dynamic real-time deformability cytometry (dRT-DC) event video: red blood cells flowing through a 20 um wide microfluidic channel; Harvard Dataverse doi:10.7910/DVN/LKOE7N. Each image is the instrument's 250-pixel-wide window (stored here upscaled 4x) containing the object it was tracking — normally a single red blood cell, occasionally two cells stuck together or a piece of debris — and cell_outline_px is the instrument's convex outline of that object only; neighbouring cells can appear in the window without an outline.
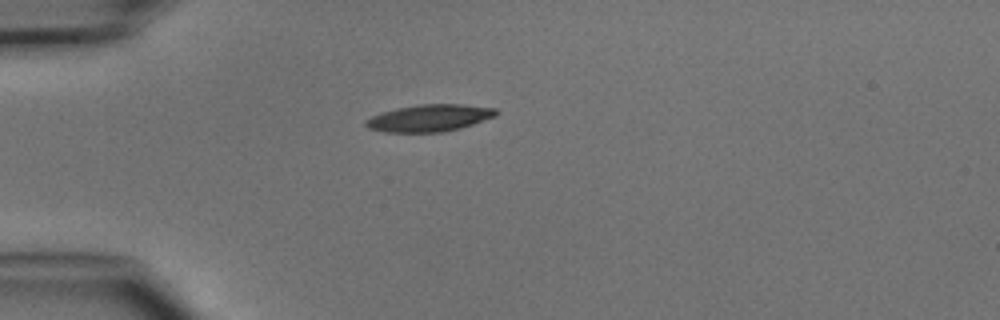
{"species": "common noctule bat (a hibernating species)", "species_latin": "Nyctalus noctula", "temperature_condition": "cold", "stored_images_in_passage": 3, "camera_frame_rate_fps": 3000, "um_per_image_px": 0.085, "animal": {"sex": "male", "body_mass_g": 15.6}, "frame": {"image": 1, "passage_image": 3, "time_ms": 2.333, "image_size_px": [1000, 320], "cell_outline_px": [[500, 112], [496, 116], [460, 128], [444, 132], [384, 132], [368, 128], [364, 124], [364, 120], [372, 116], [396, 108], [416, 104], [460, 104], [496, 108]], "centroid_in_image_um": [36.5, 10.03], "position_along_channel_um": 48.5, "area_um2": 20.58}}